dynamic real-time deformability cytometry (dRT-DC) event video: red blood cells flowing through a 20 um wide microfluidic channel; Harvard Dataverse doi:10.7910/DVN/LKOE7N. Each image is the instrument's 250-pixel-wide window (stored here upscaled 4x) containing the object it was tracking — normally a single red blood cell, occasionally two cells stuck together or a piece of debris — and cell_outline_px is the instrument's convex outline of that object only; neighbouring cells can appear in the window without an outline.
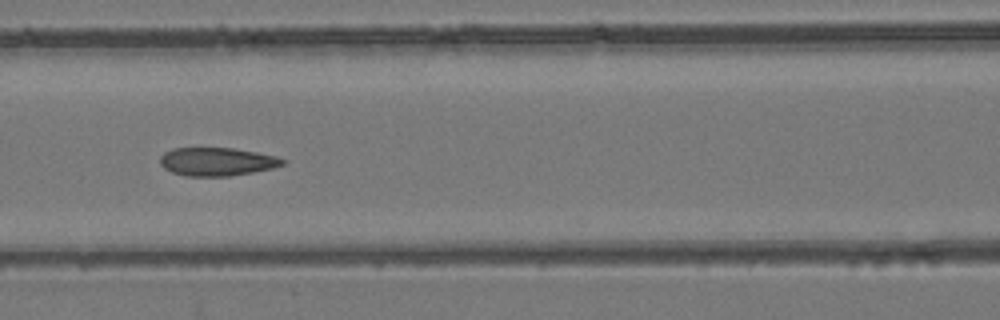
{"species": "common noctule bat (a hibernating species)", "species_latin": "Nyctalus noctula", "temperature_condition": "room temperature", "stored_images_in_passage": 8, "camera_frame_rate_fps": 3000, "um_per_image_px": 0.085, "animal": {"sex": "female", "body_mass_g": 24.6, "forearm_length_mm": 56.2}, "frame": {"image": 1, "passage_image": 7, "time_ms": 7.667, "image_size_px": [1000, 320], "cell_outline_px": [[288, 160], [284, 164], [272, 168], [252, 172], [228, 176], [184, 176], [172, 172], [164, 168], [160, 164], [160, 156], [164, 152], [172, 148], [232, 148], [256, 152], [276, 156]], "centroid_in_image_um": [18.43, 13.74], "position_along_channel_um": 148.2, "area_um2": 20.23}}
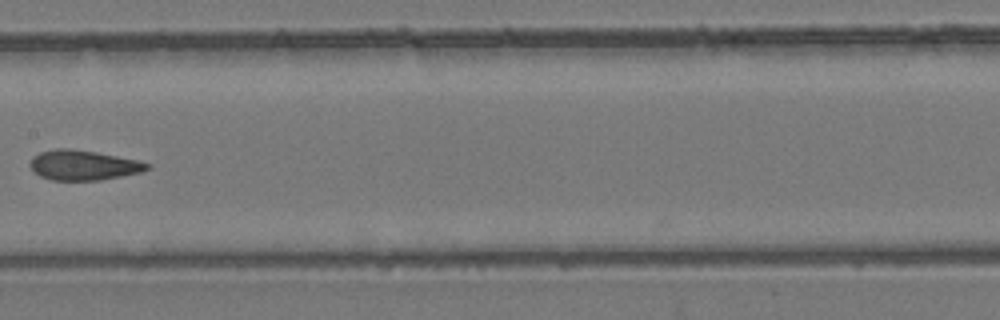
{"frame": {"image": 2, "passage_image": 8, "time_ms": 9.0, "image_size_px": [1000, 320], "cell_outline_px": [[152, 164], [148, 168], [140, 172], [100, 180], [52, 180], [40, 176], [28, 164], [32, 156], [40, 152], [56, 148], [68, 148], [96, 152], [136, 160]], "centroid_in_image_um": [7.04, 14.03], "position_along_channel_um": 200.4, "area_um2": 20.23}}